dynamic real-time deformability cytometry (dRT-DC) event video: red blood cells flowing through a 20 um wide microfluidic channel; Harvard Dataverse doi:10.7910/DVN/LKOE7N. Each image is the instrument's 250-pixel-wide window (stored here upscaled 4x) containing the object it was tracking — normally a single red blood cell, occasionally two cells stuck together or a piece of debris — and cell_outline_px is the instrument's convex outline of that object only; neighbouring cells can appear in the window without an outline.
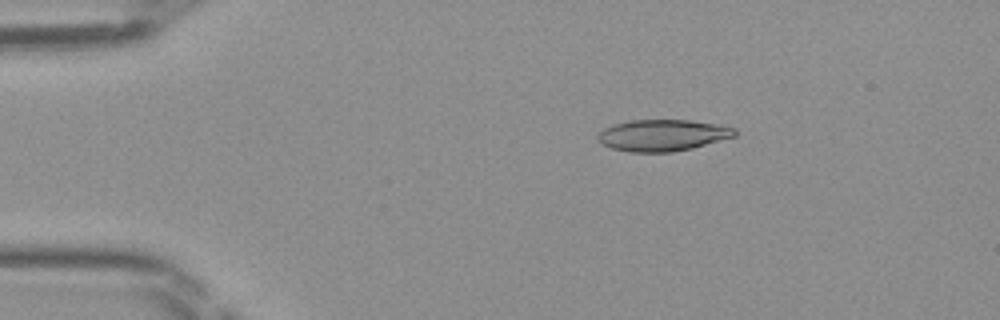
{"species": "Egyptian fruit bat (a non-hibernating species)", "species_latin": "Rousettus aegyptiacus", "temperature_condition": "room temperature", "stored_images_in_passage": 43, "camera_frame_rate_fps": 3000, "um_per_image_px": 0.085, "frame": {"image": 1, "passage_image": 4, "time_ms": 1.0, "image_size_px": [1000, 320], "cell_outline_px": [[736, 136], [692, 148], [672, 152], [628, 152], [612, 148], [596, 140], [596, 136], [604, 128], [616, 124], [632, 120], [688, 120], [716, 124], [736, 128]], "centroid_in_image_um": [56.32, 11.5], "position_along_channel_um": 28.7, "area_um2": 25.03}}
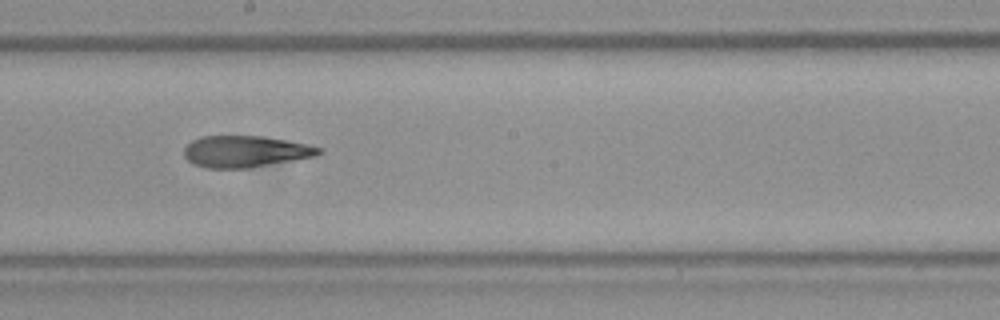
{"frame": {"image": 2, "passage_image": 22, "time_ms": 7.0, "image_size_px": [1000, 320], "cell_outline_px": [[324, 152], [316, 156], [248, 168], [208, 168], [192, 164], [184, 156], [184, 148], [192, 140], [200, 136], [260, 136], [288, 140], [308, 144], [324, 148]], "centroid_in_image_um": [20.88, 12.87], "position_along_channel_um": 227.3, "area_um2": 24.91}}
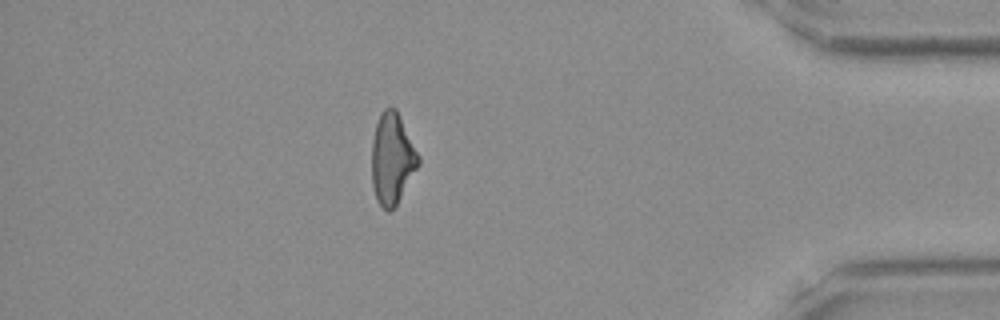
{"frame": {"image": 3, "passage_image": 37, "time_ms": 12.0, "image_size_px": [1000, 320], "cell_outline_px": [[420, 164], [392, 212], [388, 212], [376, 200], [372, 184], [372, 140], [376, 124], [380, 112], [384, 108], [396, 108], [420, 156]], "centroid_in_image_um": [33.34, 13.5], "position_along_channel_um": 401.9, "area_um2": 24.91}}